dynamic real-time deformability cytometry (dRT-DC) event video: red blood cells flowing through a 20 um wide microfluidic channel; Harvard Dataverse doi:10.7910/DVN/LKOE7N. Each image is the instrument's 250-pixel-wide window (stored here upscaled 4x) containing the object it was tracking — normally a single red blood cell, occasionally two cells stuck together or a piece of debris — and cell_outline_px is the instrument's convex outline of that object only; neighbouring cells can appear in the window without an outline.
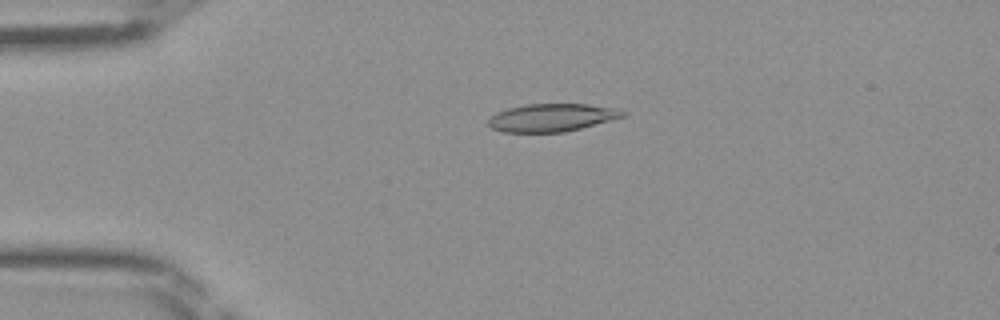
{"species": "Egyptian fruit bat (a non-hibernating species)", "species_latin": "Rousettus aegyptiacus", "temperature_condition": "room temperature", "stored_images_in_passage": 47, "camera_frame_rate_fps": 3000, "um_per_image_px": 0.085, "frame": {"image": 1, "passage_image": 11, "time_ms": 3.333, "image_size_px": [1000, 320], "cell_outline_px": [[628, 116], [564, 132], [504, 132], [492, 128], [488, 124], [488, 120], [496, 112], [508, 108], [528, 104], [588, 104], [620, 108], [628, 112]], "centroid_in_image_um": [46.98, 9.98], "position_along_channel_um": 38.0, "area_um2": 21.96}}
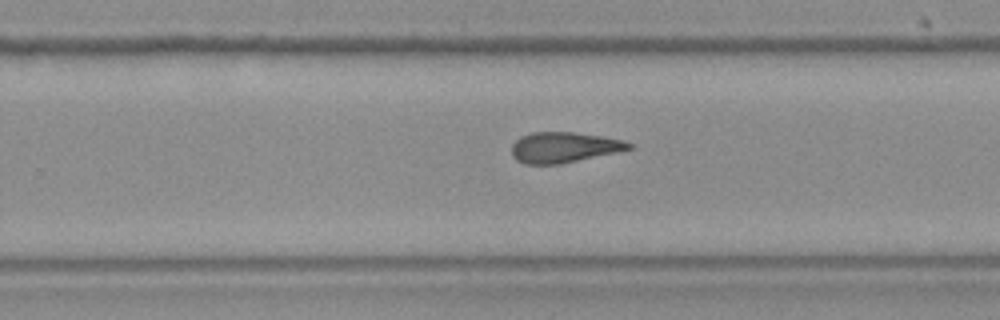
{"frame": {"image": 2, "passage_image": 30, "time_ms": 9.667, "image_size_px": [1000, 320], "cell_outline_px": [[636, 148], [560, 164], [524, 164], [516, 160], [512, 156], [512, 144], [520, 136], [532, 132], [572, 132], [600, 136], [624, 140], [632, 144]], "centroid_in_image_um": [47.93, 12.52], "position_along_channel_um": 281.9, "area_um2": 20.92}}
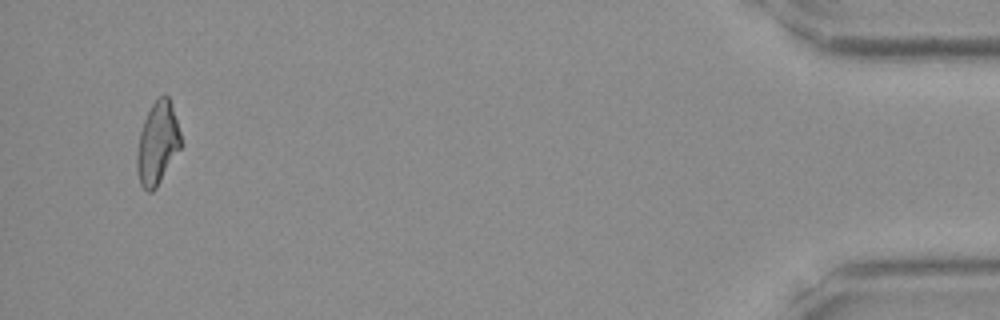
{"frame": {"image": 3, "passage_image": 45, "time_ms": 14.667, "image_size_px": [1000, 320], "cell_outline_px": [[180, 148], [156, 188], [152, 192], [148, 192], [140, 184], [136, 168], [136, 156], [140, 132], [144, 120], [152, 104], [160, 96], [168, 96], [180, 132]], "centroid_in_image_um": [13.36, 12.22], "position_along_channel_um": 421.8, "area_um2": 20.63}}